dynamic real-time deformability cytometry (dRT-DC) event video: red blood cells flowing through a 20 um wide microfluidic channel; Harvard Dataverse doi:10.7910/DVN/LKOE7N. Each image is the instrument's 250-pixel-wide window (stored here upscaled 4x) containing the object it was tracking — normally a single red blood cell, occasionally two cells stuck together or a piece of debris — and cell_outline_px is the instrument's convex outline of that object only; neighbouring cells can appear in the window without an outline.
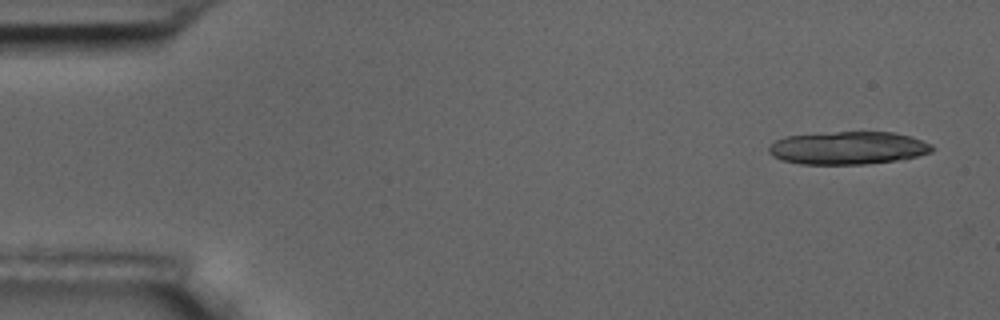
{"species": "common noctule bat (a hibernating species)", "species_latin": "Nyctalus noctula", "temperature_condition": "room temperature", "stored_images_in_passage": 5, "segment_of_instrument_passage": [1, 2], "camera_frame_rate_fps": 3000, "um_per_image_px": 0.085, "animal": {"sex": "male", "body_mass_g": 17.5, "forearm_length_mm": 52.3}, "frame": {"image": 1, "passage_image": 1, "time_ms": 0.0, "image_size_px": [1000, 320], "cell_outline_px": [[936, 148], [932, 152], [916, 156], [896, 160], [864, 164], [800, 164], [780, 160], [772, 156], [768, 152], [768, 148], [776, 140], [784, 136], [836, 132], [892, 132], [912, 136], [932, 144]], "centroid_in_image_um": [72.09, 12.57], "position_along_channel_um": 12.9, "area_um2": 31.39}}